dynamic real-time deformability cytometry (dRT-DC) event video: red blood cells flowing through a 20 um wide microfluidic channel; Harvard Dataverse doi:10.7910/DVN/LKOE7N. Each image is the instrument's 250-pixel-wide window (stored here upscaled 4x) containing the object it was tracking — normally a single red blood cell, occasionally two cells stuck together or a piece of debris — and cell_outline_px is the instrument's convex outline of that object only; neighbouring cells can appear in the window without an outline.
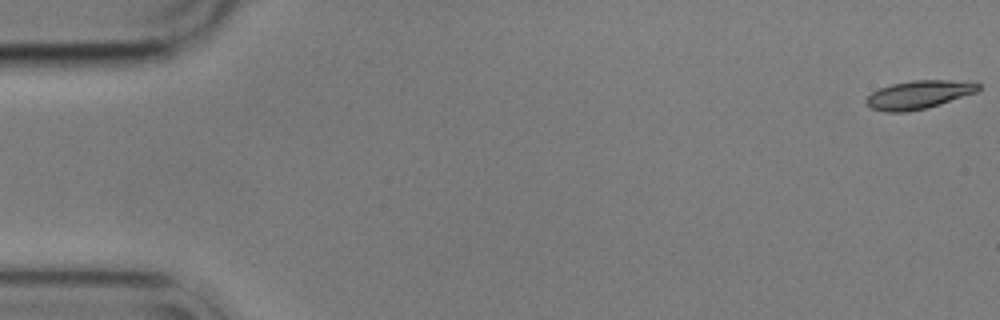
{"species": "common noctule bat (a hibernating species)", "species_latin": "Nyctalus noctula", "temperature_condition": "cold", "stored_images_in_passage": 55, "camera_frame_rate_fps": 3000, "um_per_image_px": 0.085, "animal": {"sex": "male", "body_mass_g": 17.9}, "frame": {"image": 1, "passage_image": 1, "time_ms": 0.0, "image_size_px": [1000, 320], "cell_outline_px": [[980, 88], [976, 92], [940, 104], [924, 108], [904, 112], [884, 112], [872, 108], [864, 100], [872, 92], [880, 88], [892, 84], [912, 80], [948, 80], [980, 84]], "centroid_in_image_um": [78.05, 8.05], "position_along_channel_um": 6.9, "area_um2": 18.15}}
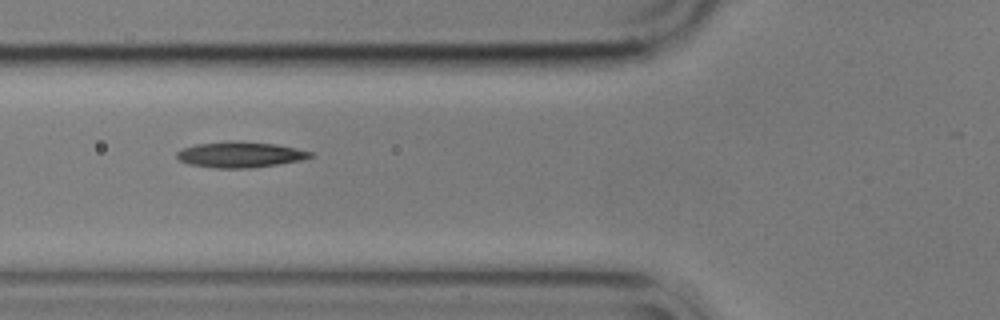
{"frame": {"image": 2, "passage_image": 21, "time_ms": 6.667, "image_size_px": [1000, 320], "cell_outline_px": [[316, 156], [300, 160], [252, 168], [212, 168], [188, 164], [180, 160], [176, 156], [176, 152], [184, 148], [196, 144], [228, 140], [232, 140], [276, 144], [296, 148], [312, 152]], "centroid_in_image_um": [20.4, 13.13], "position_along_channel_um": 105.4, "area_um2": 20.17}}
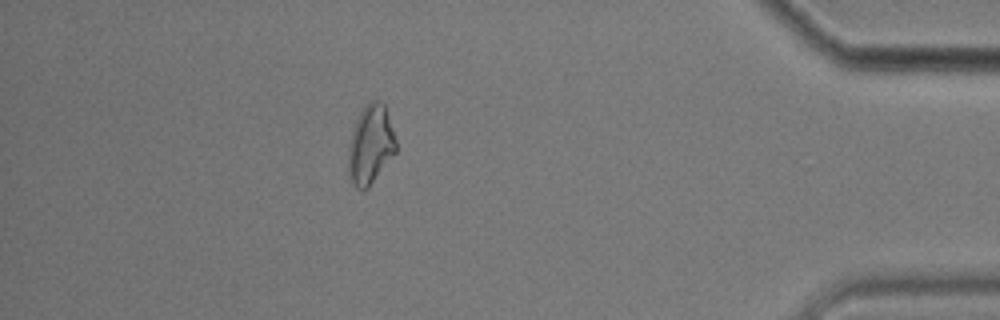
{"frame": {"image": 3, "passage_image": 50, "time_ms": 16.333, "image_size_px": [1000, 320], "cell_outline_px": [[396, 152], [368, 188], [356, 188], [352, 184], [348, 172], [348, 144], [356, 120], [364, 104], [376, 96], [384, 104], [396, 140]], "centroid_in_image_um": [31.48, 12.26], "position_along_channel_um": 403.7, "area_um2": 22.08}}